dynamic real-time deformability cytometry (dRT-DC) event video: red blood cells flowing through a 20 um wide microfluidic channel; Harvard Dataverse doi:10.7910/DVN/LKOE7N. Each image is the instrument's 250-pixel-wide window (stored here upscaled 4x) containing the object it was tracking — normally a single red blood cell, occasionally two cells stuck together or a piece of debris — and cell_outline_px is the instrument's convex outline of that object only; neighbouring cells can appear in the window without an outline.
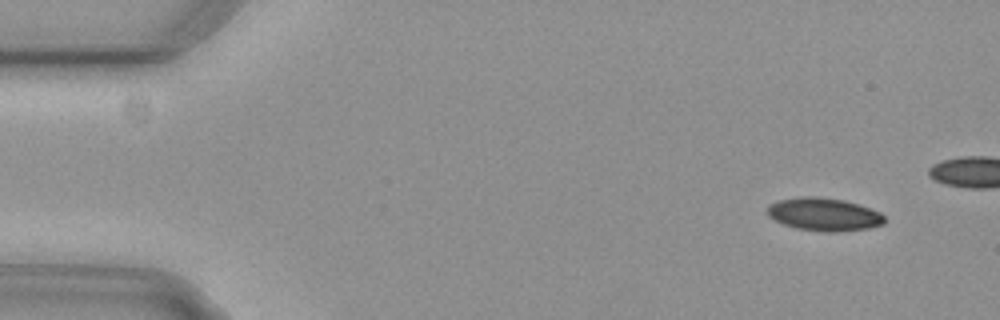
{"species": "common noctule bat (a hibernating species)", "species_latin": "Nyctalus noctula", "temperature_condition": "cold", "stored_images_in_passage": 7, "camera_frame_rate_fps": 3000, "um_per_image_px": 0.085, "animal": {"sex": "female", "body_mass_g": 29.2, "forearm_length_mm": 56.3}, "frame": {"image": 1, "passage_image": 2, "time_ms": 0.333, "image_size_px": [1000, 320], "cell_outline_px": [[884, 224], [868, 228], [836, 232], [824, 232], [796, 228], [784, 224], [768, 216], [768, 208], [772, 204], [780, 200], [800, 196], [816, 196], [844, 200], [880, 212], [884, 216]], "centroid_in_image_um": [70.05, 18.22], "position_along_channel_um": 15.0, "area_um2": 22.25}}
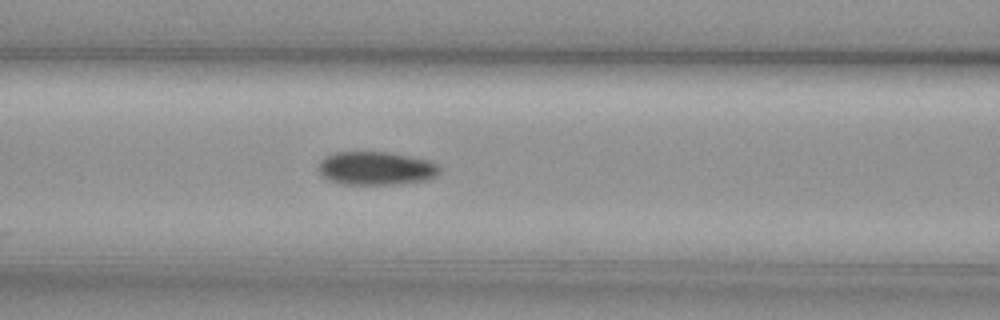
{"frame": {"image": 2, "passage_image": 6, "time_ms": 1.667, "image_size_px": [1000, 320], "cell_outline_px": [[440, 172], [436, 176], [428, 180], [400, 184], [340, 184], [328, 180], [320, 176], [316, 168], [320, 160], [336, 152], [388, 152], [432, 160], [440, 168]], "centroid_in_image_um": [31.95, 14.31], "position_along_channel_um": 134.6, "area_um2": 23.99}}